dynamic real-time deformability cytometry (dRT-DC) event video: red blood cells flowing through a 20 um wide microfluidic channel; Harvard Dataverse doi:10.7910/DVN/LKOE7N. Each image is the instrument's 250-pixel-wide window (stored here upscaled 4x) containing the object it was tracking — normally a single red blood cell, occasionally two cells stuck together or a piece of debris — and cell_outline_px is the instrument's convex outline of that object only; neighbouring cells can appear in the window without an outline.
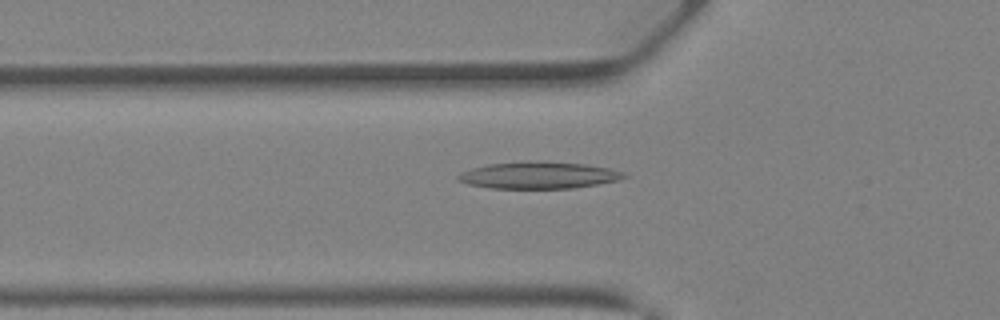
{"species": "Egyptian fruit bat (a non-hibernating species)", "species_latin": "Rousettus aegyptiacus", "temperature_condition": "warm", "stored_images_in_passage": 31, "camera_frame_rate_fps": 3000, "um_per_image_px": 0.085, "animal": {"sex": "female"}, "frame": {"image": 1, "passage_image": 5, "time_ms": 1.333, "image_size_px": [1000, 320], "cell_outline_px": [[628, 176], [616, 180], [596, 184], [572, 188], [492, 188], [468, 184], [456, 180], [456, 176], [460, 172], [472, 168], [488, 164], [584, 164], [608, 168], [624, 172]], "centroid_in_image_um": [45.74, 14.94], "position_along_channel_um": 80.1, "area_um2": 24.51}}
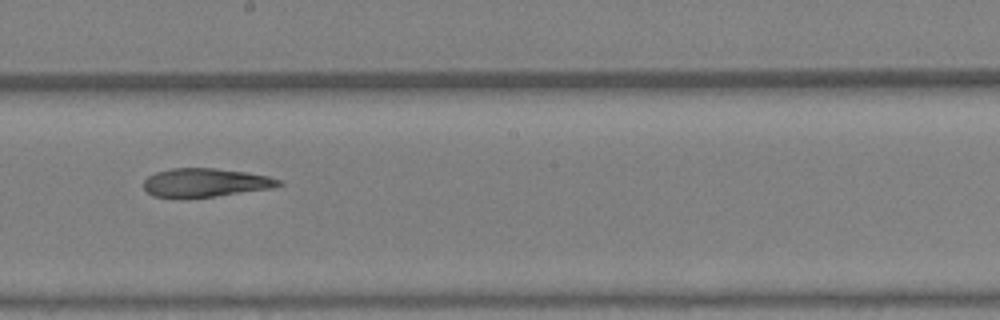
{"frame": {"image": 2, "passage_image": 14, "time_ms": 4.333, "image_size_px": [1000, 320], "cell_outline_px": [[284, 184], [272, 188], [216, 196], [152, 196], [144, 188], [144, 180], [148, 176], [156, 172], [172, 168], [216, 168], [244, 172], [268, 176], [280, 180]], "centroid_in_image_um": [17.48, 15.5], "position_along_channel_um": 230.7, "area_um2": 22.02}}
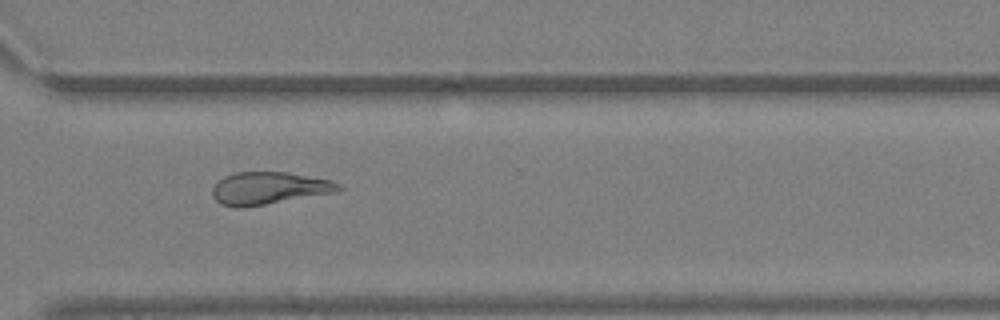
{"frame": {"image": 3, "passage_image": 21, "time_ms": 6.667, "image_size_px": [1000, 320], "cell_outline_px": [[344, 188], [332, 192], [244, 208], [236, 208], [220, 204], [212, 196], [212, 188], [224, 176], [236, 172], [288, 172], [332, 180], [340, 184]], "centroid_in_image_um": [22.82, 15.99], "position_along_channel_um": 347.8, "area_um2": 23.7}}